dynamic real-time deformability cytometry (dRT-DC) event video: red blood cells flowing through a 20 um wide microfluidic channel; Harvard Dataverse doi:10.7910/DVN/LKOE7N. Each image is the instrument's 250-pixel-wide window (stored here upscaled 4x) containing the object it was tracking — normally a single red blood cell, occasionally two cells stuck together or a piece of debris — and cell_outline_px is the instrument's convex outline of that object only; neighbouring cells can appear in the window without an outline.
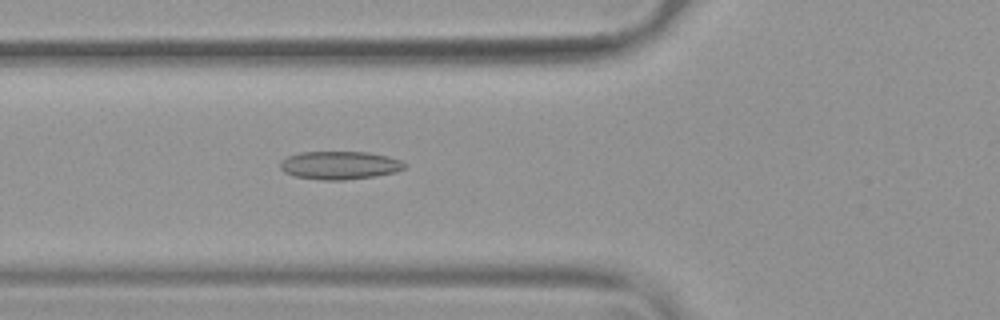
{"species": "common noctule bat (a hibernating species)", "species_latin": "Nyctalus noctula", "temperature_condition": "warm", "stored_images_in_passage": 53, "camera_frame_rate_fps": 3000, "um_per_image_px": 0.085, "animal": {"sex": "female", "body_mass_g": 19.9}, "frame": {"image": 1, "passage_image": 20, "time_ms": 6.333, "image_size_px": [1000, 320], "cell_outline_px": [[408, 164], [404, 168], [396, 172], [372, 176], [344, 180], [324, 180], [292, 176], [284, 172], [280, 168], [280, 160], [288, 156], [300, 152], [368, 152], [388, 156], [400, 160]], "centroid_in_image_um": [28.85, 14.04], "position_along_channel_um": 96.9, "area_um2": 20.46}}
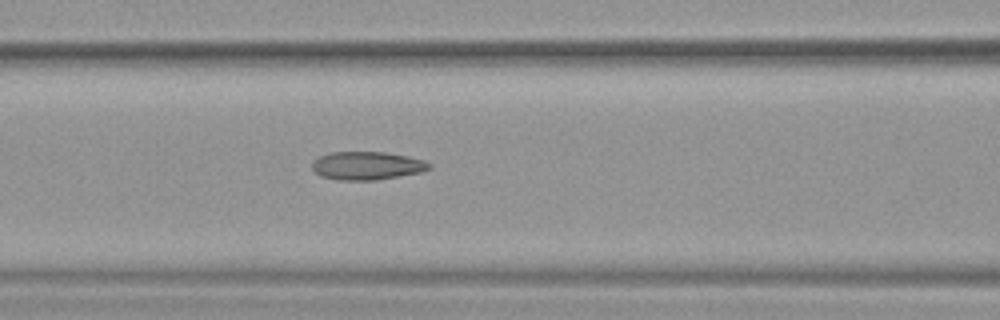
{"frame": {"image": 2, "passage_image": 23, "time_ms": 7.333, "image_size_px": [1000, 320], "cell_outline_px": [[432, 168], [420, 172], [376, 180], [336, 180], [320, 176], [312, 168], [312, 160], [320, 156], [332, 152], [384, 152], [408, 156], [424, 160], [432, 164]], "centroid_in_image_um": [31.19, 14.08], "position_along_channel_um": 135.4, "area_um2": 19.31}}
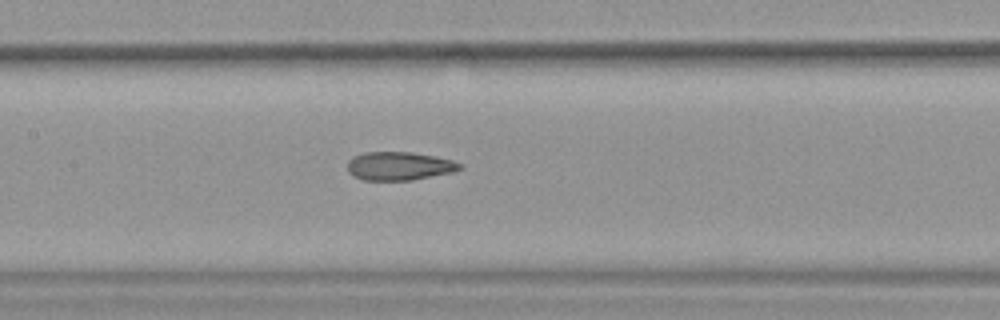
{"frame": {"image": 3, "passage_image": 26, "time_ms": 8.333, "image_size_px": [1000, 320], "cell_outline_px": [[464, 168], [452, 172], [412, 180], [364, 180], [352, 176], [348, 172], [348, 160], [352, 156], [364, 152], [412, 152], [436, 156], [452, 160], [464, 164]], "centroid_in_image_um": [33.94, 14.1], "position_along_channel_um": 173.5, "area_um2": 18.84}, "authors_computed_cell_mechanics": {"area_um2": 20.1144, "velocity_mm_per_s": 3.8084, "shape_relaxation_time_tau1_ms": null, "shape_relaxation_time_tau2_ms": 1.8184, "deformation_change_tau1": null, "deformation_change_tau2": 0.0876}}